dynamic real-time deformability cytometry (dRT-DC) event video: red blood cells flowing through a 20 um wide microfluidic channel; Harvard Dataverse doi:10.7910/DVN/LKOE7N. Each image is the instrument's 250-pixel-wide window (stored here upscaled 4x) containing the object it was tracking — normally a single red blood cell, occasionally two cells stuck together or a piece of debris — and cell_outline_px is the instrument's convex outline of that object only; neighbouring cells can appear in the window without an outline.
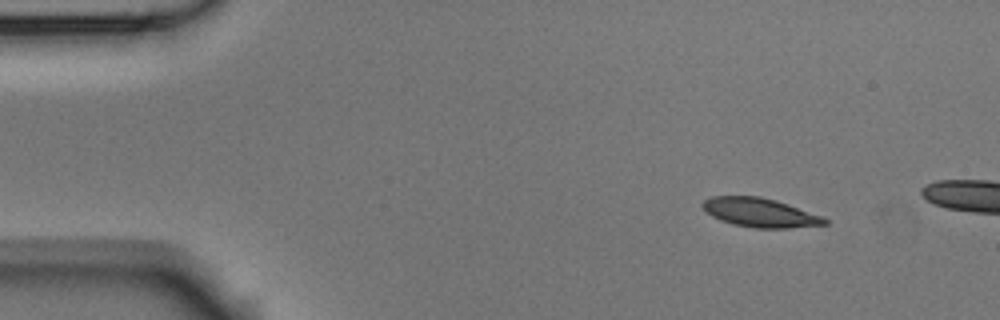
{"species": "Egyptian fruit bat (a non-hibernating species)", "species_latin": "Rousettus aegyptiacus", "temperature_condition": "room temperature", "stored_images_in_passage": 3, "camera_frame_rate_fps": 3000, "um_per_image_px": 0.085, "animal": {"sex": "male"}, "frame": {"image": 1, "passage_image": 1, "time_ms": 0.0, "image_size_px": [1000, 320], "cell_outline_px": [[828, 224], [788, 228], [756, 228], [736, 224], [720, 220], [712, 216], [700, 204], [704, 200], [712, 196], [760, 196], [776, 200], [824, 216], [828, 220]], "centroid_in_image_um": [64.64, 18.06], "position_along_channel_um": 20.4, "area_um2": 20.58}}